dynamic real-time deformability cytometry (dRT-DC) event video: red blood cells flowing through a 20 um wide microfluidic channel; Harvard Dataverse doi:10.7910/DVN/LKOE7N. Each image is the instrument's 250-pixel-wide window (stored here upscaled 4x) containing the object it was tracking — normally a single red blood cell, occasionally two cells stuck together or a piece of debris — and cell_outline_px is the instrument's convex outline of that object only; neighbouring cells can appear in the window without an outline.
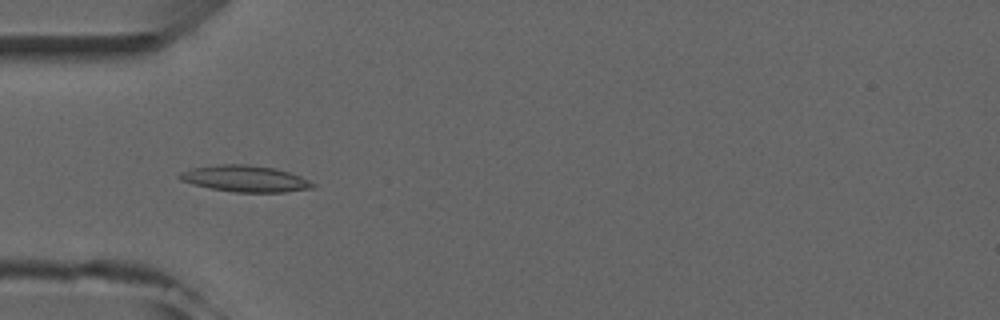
{"species": "common noctule bat (a hibernating species)", "species_latin": "Nyctalus noctula", "temperature_condition": "room temperature", "stored_images_in_passage": 6, "camera_frame_rate_fps": 3000, "um_per_image_px": 0.085, "animal": {"sex": "male", "forearm_length_mm": 52.5}, "frame": {"image": 1, "passage_image": 5, "time_ms": 5.0, "image_size_px": [1000, 320], "cell_outline_px": [[316, 184], [312, 188], [284, 192], [236, 192], [212, 188], [192, 184], [180, 180], [176, 176], [180, 172], [192, 168], [220, 164], [244, 164], [276, 168], [300, 176]], "centroid_in_image_um": [20.81, 15.18], "position_along_channel_um": 64.2, "area_um2": 20.35}}
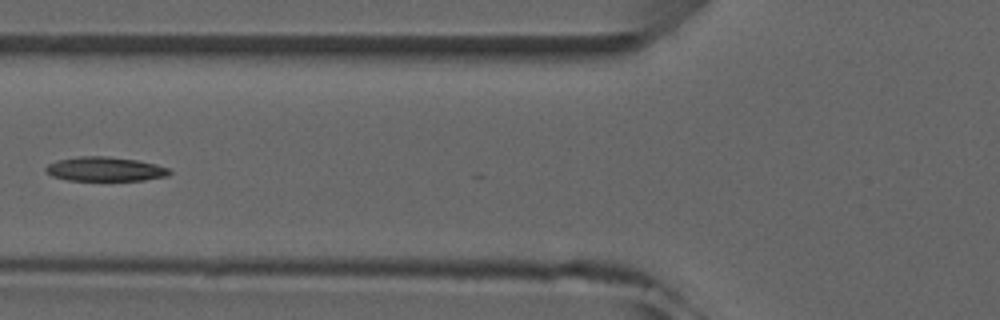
{"frame": {"image": 2, "passage_image": 6, "time_ms": 6.333, "image_size_px": [1000, 320], "cell_outline_px": [[172, 172], [168, 176], [144, 180], [68, 180], [52, 176], [44, 172], [44, 168], [48, 164], [60, 160], [80, 156], [108, 156], [136, 160], [156, 164], [168, 168]], "centroid_in_image_um": [8.93, 14.37], "position_along_channel_um": 116.9, "area_um2": 17.46}}